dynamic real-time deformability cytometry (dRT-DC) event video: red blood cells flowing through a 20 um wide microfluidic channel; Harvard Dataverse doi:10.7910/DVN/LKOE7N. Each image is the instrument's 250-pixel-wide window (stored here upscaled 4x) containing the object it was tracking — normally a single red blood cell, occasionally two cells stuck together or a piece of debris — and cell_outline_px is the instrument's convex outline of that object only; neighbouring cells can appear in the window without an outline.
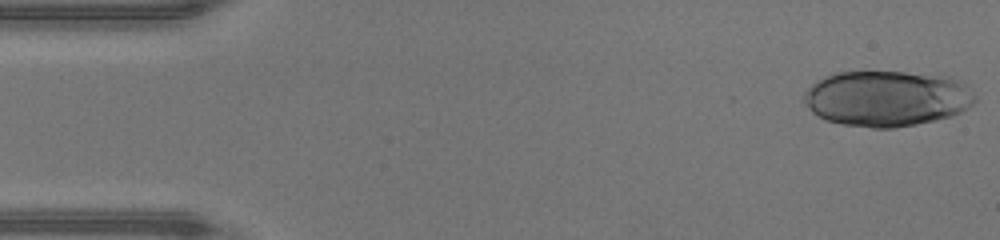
{"species": "human", "species_latin": "Homo sapiens", "temperature_condition": "warm", "stored_images_in_passage": 46, "camera_frame_rate_fps": 3000, "um_per_image_px": 0.085, "donor": {"sex": "male"}, "frame": {"image": 1, "passage_image": 1, "time_ms": 0.0, "image_size_px": [1000, 240], "cell_outline_px": [[976, 100], [968, 108], [952, 116], [936, 120], [916, 124], [892, 128], [872, 128], [844, 124], [828, 120], [812, 112], [804, 100], [804, 96], [808, 88], [812, 84], [824, 76], [836, 72], [904, 72], [952, 76], [960, 80], [976, 96]], "centroid_in_image_um": [75.42, 8.36], "position_along_channel_um": 9.6, "area_um2": 55.49}}
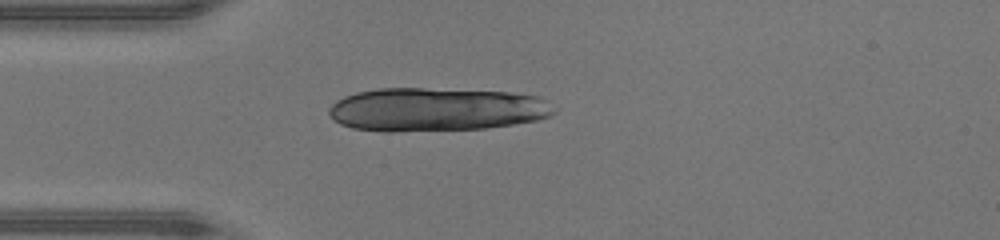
{"frame": {"image": 2, "passage_image": 12, "time_ms": 3.667, "image_size_px": [1000, 240], "cell_outline_px": [[556, 112], [548, 116], [536, 120], [488, 128], [392, 132], [384, 132], [352, 128], [340, 124], [332, 120], [328, 112], [328, 108], [336, 100], [344, 96], [356, 92], [380, 88], [424, 88], [512, 92], [540, 96], [556, 108]], "centroid_in_image_um": [37.05, 9.3], "position_along_channel_um": 48.0, "area_um2": 57.57}}